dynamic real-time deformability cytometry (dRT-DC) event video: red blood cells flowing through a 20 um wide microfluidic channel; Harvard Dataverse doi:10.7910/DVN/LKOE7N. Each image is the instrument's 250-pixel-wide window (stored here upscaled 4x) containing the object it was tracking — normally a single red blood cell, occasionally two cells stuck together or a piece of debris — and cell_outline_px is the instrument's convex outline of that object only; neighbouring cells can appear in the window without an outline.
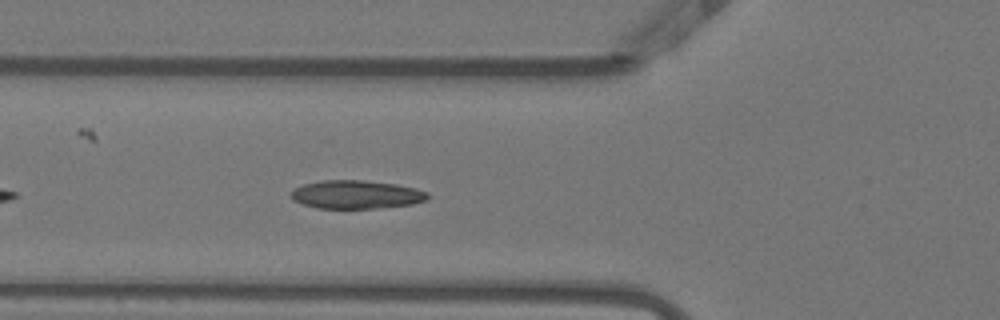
{"species": "Egyptian fruit bat (a non-hibernating species)", "species_latin": "Rousettus aegyptiacus", "temperature_condition": "warm", "stored_images_in_passage": 19, "camera_frame_rate_fps": 3000, "um_per_image_px": 0.085, "animal": {"sex": "female"}, "frame": {"image": 1, "passage_image": 6, "time_ms": 1.667, "image_size_px": [1000, 320], "cell_outline_px": [[428, 200], [412, 204], [376, 208], [316, 208], [292, 200], [288, 196], [296, 188], [304, 184], [320, 180], [360, 180], [396, 184], [416, 188], [428, 192]], "centroid_in_image_um": [30.28, 16.53], "position_along_channel_um": 95.5, "area_um2": 22.6}}
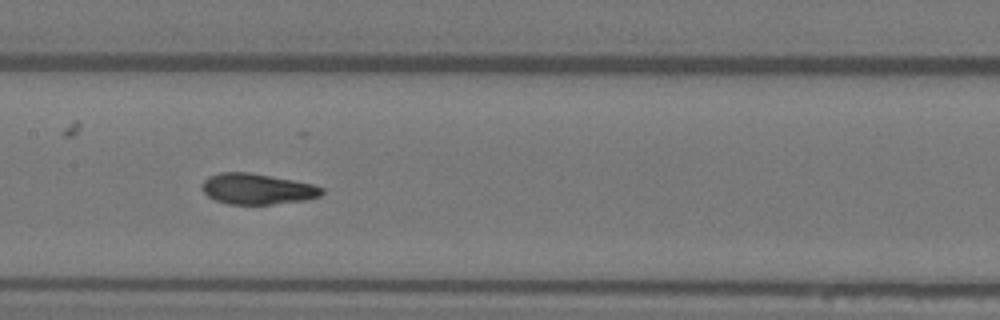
{"frame": {"image": 2, "passage_image": 13, "time_ms": 4.0, "image_size_px": [1000, 320], "cell_outline_px": [[324, 192], [320, 196], [308, 200], [272, 204], [228, 204], [216, 200], [208, 196], [200, 188], [200, 184], [208, 176], [220, 172], [248, 172], [292, 180], [312, 184], [324, 188]], "centroid_in_image_um": [21.84, 16.06], "position_along_channel_um": 185.6, "area_um2": 21.56}}
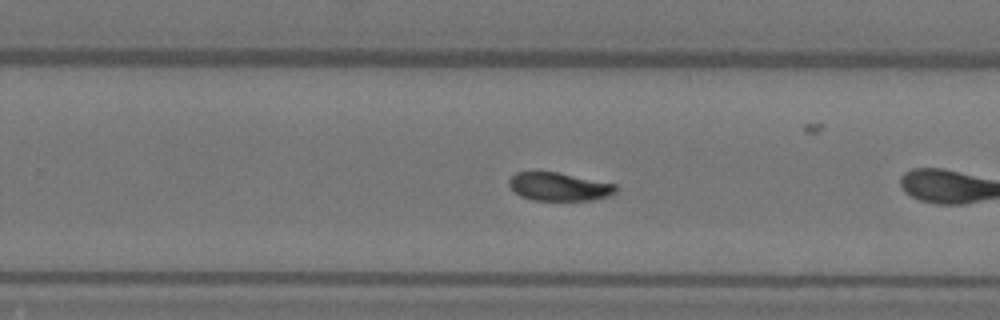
{"frame": {"image": 3, "passage_image": 18, "time_ms": 5.667, "image_size_px": [1000, 320], "cell_outline_px": [[616, 192], [608, 196], [592, 200], [532, 200], [520, 196], [508, 184], [508, 180], [516, 172], [556, 172], [616, 184]], "centroid_in_image_um": [47.51, 15.87], "position_along_channel_um": 282.3, "area_um2": 17.4}}